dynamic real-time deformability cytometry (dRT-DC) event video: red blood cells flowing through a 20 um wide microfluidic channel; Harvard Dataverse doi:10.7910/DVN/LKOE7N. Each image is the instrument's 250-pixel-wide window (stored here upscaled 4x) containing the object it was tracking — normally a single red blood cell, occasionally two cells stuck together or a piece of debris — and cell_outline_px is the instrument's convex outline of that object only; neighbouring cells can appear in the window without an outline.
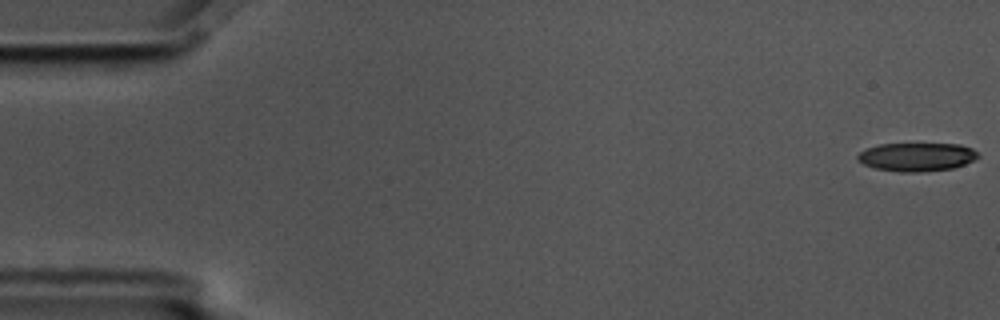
{"species": "common noctule bat (a hibernating species)", "species_latin": "Nyctalus noctula", "temperature_condition": "cold", "stored_images_in_passage": 56, "camera_frame_rate_fps": 3000, "um_per_image_px": 0.085, "animal": {"sex": "male", "body_mass_g": 17.5, "forearm_length_mm": 52.3}, "frame": {"image": 1, "passage_image": 1, "time_ms": 0.0, "image_size_px": [1000, 320], "cell_outline_px": [[980, 156], [964, 164], [952, 168], [920, 172], [900, 172], [876, 168], [864, 164], [856, 160], [856, 156], [860, 152], [868, 148], [880, 144], [960, 144], [972, 148]], "centroid_in_image_um": [77.91, 13.33], "position_along_channel_um": 7.1, "area_um2": 19.83}}
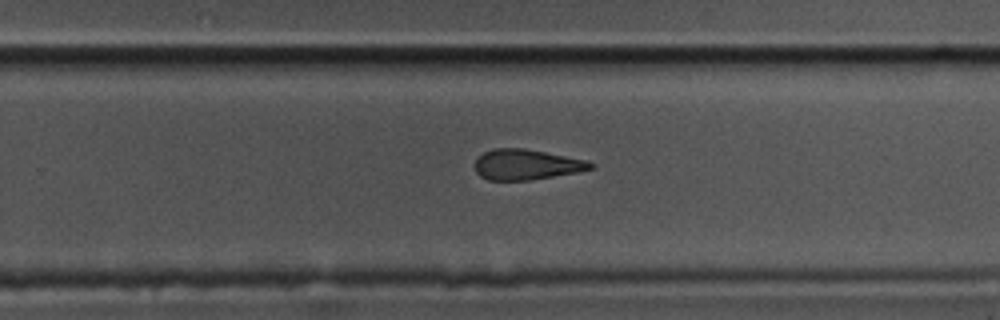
{"frame": {"image": 2, "passage_image": 36, "time_ms": 11.667, "image_size_px": [1000, 320], "cell_outline_px": [[596, 164], [592, 168], [576, 172], [528, 180], [488, 180], [480, 176], [476, 172], [476, 160], [484, 152], [492, 148], [524, 148], [588, 160]], "centroid_in_image_um": [44.74, 13.98], "position_along_channel_um": 285.1, "area_um2": 20.35}}
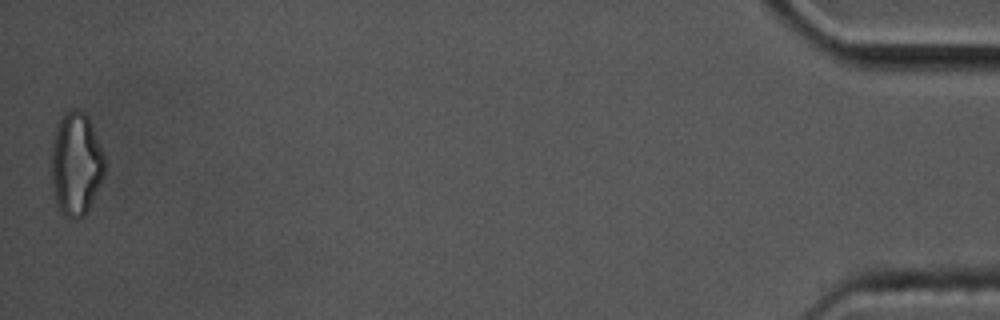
{"frame": {"image": 3, "passage_image": 56, "time_ms": 18.333, "image_size_px": [1000, 320], "cell_outline_px": [[104, 176], [84, 216], [76, 220], [72, 220], [56, 204], [52, 184], [52, 140], [60, 116], [68, 108], [76, 108], [84, 112], [88, 116], [104, 156]], "centroid_in_image_um": [6.45, 13.89], "position_along_channel_um": 428.8, "area_um2": 31.91}, "authors_computed_cell_mechanics": {"area_um2": 22.0507, "velocity_mm_per_s": 3.5814, "shape_relaxation_time_tau1_ms": null, "shape_relaxation_time_tau2_ms": 4.7223, "deformation_change_tau1": null, "deformation_change_tau2": 0.1625}}